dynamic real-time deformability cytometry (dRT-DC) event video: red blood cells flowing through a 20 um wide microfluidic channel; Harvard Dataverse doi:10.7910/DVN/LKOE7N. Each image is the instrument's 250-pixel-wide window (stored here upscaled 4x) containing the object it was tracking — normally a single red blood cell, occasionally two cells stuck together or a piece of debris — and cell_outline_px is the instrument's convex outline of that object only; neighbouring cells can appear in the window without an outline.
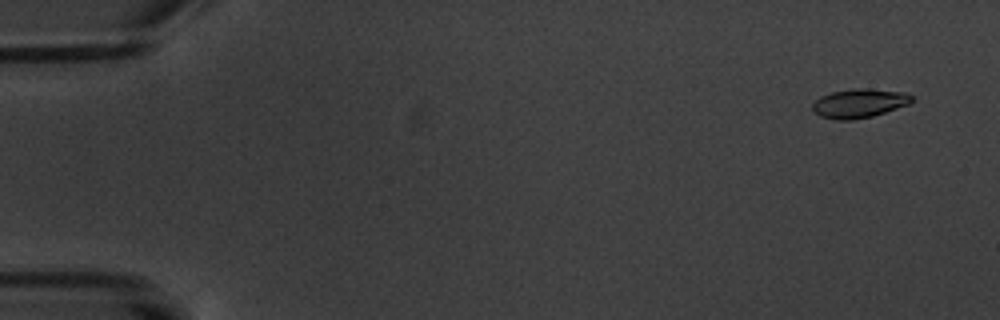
{"species": "common noctule bat (a hibernating species)", "species_latin": "Nyctalus noctula", "temperature_condition": "warm", "stored_images_in_passage": 6, "camera_frame_rate_fps": 3000, "um_per_image_px": 0.085, "animal": {"sex": "male", "body_mass_g": 20.1, "forearm_length_mm": 53.5}, "frame": {"image": 1, "passage_image": 2, "time_ms": 1.0, "image_size_px": [1000, 320], "cell_outline_px": [[912, 100], [908, 104], [872, 116], [852, 120], [836, 120], [820, 116], [812, 108], [812, 104], [820, 96], [832, 92], [856, 88], [864, 88], [904, 92], [912, 96]], "centroid_in_image_um": [73.0, 8.78], "position_along_channel_um": 12.0, "area_um2": 16.53}}
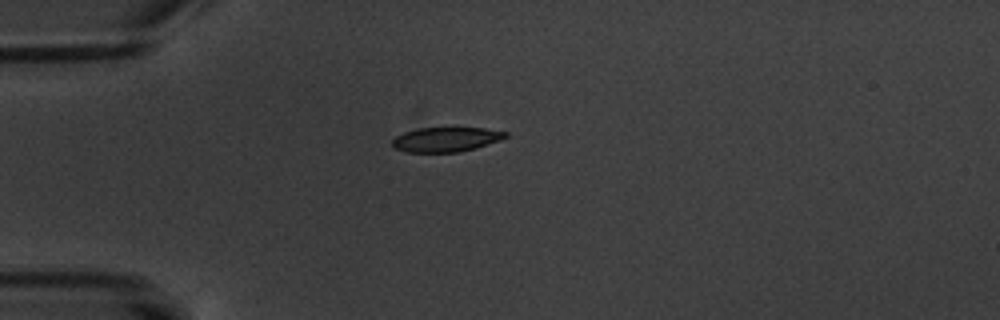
{"frame": {"image": 2, "passage_image": 5, "time_ms": 5.333, "image_size_px": [1000, 320], "cell_outline_px": [[508, 136], [500, 140], [476, 148], [456, 152], [408, 152], [392, 148], [392, 140], [396, 136], [404, 132], [420, 128], [484, 128], [508, 132]], "centroid_in_image_um": [37.9, 11.85], "position_along_channel_um": 47.1, "area_um2": 16.18}}